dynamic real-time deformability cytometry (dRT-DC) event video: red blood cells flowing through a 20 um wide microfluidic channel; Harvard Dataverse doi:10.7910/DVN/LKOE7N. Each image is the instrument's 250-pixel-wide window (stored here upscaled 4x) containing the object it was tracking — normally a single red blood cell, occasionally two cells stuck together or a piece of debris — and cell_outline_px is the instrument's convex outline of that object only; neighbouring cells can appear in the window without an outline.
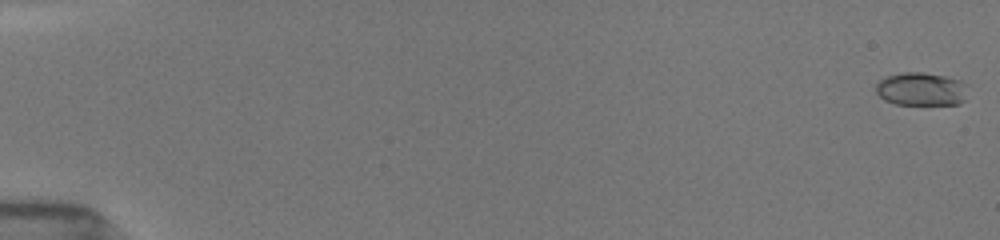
{"species": "common noctule bat (a hibernating species)", "species_latin": "Nyctalus noctula", "temperature_condition": "room temperature", "stored_images_in_passage": 54, "camera_frame_rate_fps": 3000, "um_per_image_px": 0.085, "animal": {"sex": "female", "body_mass_g": 19.5, "forearm_length_mm": 54.1}, "frame": {"image": 1, "passage_image": 1, "time_ms": 0.0, "image_size_px": [1000, 240], "cell_outline_px": [[968, 84], [964, 100], [960, 104], [896, 104], [884, 100], [876, 92], [876, 84], [880, 80], [888, 76], [904, 72], [924, 72], [944, 76], [960, 80]], "centroid_in_image_um": [78.32, 7.57], "position_along_channel_um": 6.7, "area_um2": 17.8}}
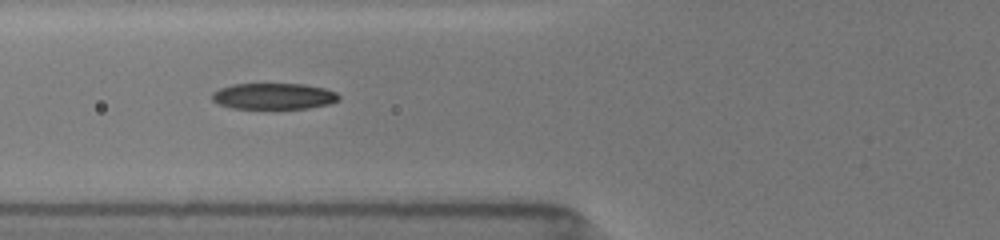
{"frame": {"image": 2, "passage_image": 22, "time_ms": 7.0, "image_size_px": [1000, 240], "cell_outline_px": [[340, 100], [328, 104], [308, 108], [232, 108], [220, 104], [212, 100], [212, 92], [220, 88], [232, 84], [304, 84], [324, 88], [336, 92], [340, 96]], "centroid_in_image_um": [23.27, 8.17], "position_along_channel_um": 102.5, "area_um2": 19.25}}
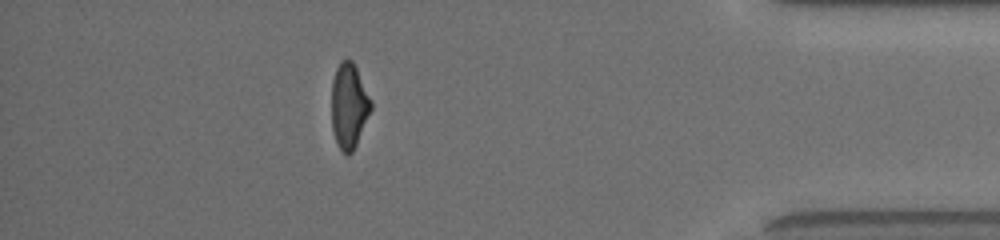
{"frame": {"image": 3, "passage_image": 48, "time_ms": 15.667, "image_size_px": [1000, 240], "cell_outline_px": [[372, 108], [356, 144], [352, 152], [348, 156], [340, 148], [336, 140], [332, 128], [332, 80], [336, 68], [340, 60], [348, 56], [352, 60], [372, 100]], "centroid_in_image_um": [29.66, 8.94], "position_along_channel_um": 405.5, "area_um2": 19.54}, "authors_computed_cell_mechanics": {"area_um2": 19.7098, "velocity_mm_per_s": 3.9312, "shape_relaxation_time_tau1_ms": 3.2065, "shape_relaxation_time_tau2_ms": 1.7561, "deformation_change_tau1": 0.1706, "deformation_change_tau2": 0.0821}}